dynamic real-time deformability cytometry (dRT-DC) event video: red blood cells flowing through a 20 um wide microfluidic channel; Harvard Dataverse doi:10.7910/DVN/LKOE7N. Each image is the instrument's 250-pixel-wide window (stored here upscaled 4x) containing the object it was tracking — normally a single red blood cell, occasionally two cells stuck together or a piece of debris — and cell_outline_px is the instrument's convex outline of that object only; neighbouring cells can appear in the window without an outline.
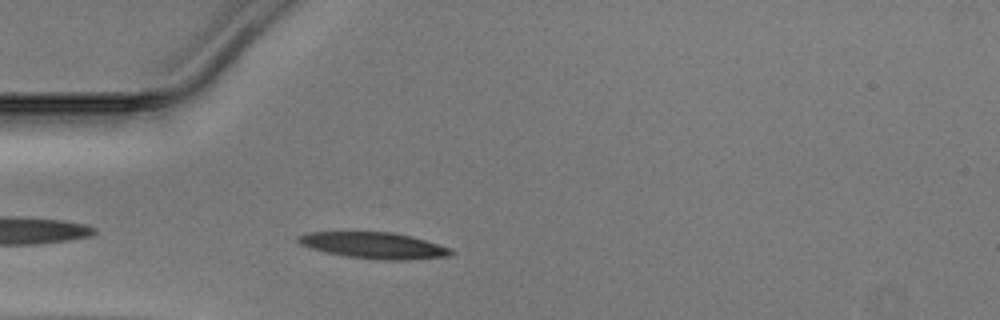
{"species": "Egyptian fruit bat (a non-hibernating species)", "species_latin": "Rousettus aegyptiacus", "temperature_condition": "warm", "stored_images_in_passage": 30, "camera_frame_rate_fps": 3000, "um_per_image_px": 0.085, "animal": {"sex": "male"}, "frame": {"image": 1, "passage_image": 3, "time_ms": 0.667, "image_size_px": [1000, 320], "cell_outline_px": [[456, 252], [448, 256], [404, 260], [384, 260], [348, 256], [328, 252], [312, 248], [300, 244], [296, 240], [296, 236], [304, 232], [392, 232], [412, 236], [452, 248]], "centroid_in_image_um": [31.8, 20.85], "position_along_channel_um": 53.2, "area_um2": 23.29}}
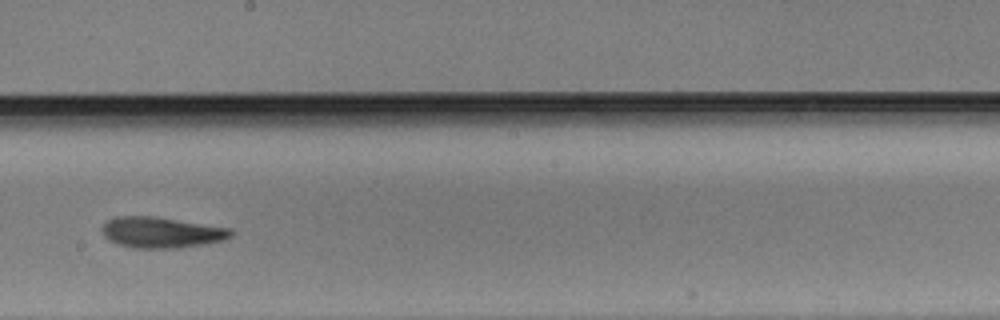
{"frame": {"image": 2, "passage_image": 17, "time_ms": 5.333, "image_size_px": [1000, 320], "cell_outline_px": [[232, 236], [224, 240], [204, 244], [180, 248], [132, 248], [116, 244], [108, 240], [104, 236], [100, 228], [108, 220], [116, 216], [156, 216], [232, 228]], "centroid_in_image_um": [13.71, 19.75], "position_along_channel_um": 234.5, "area_um2": 23.52}}
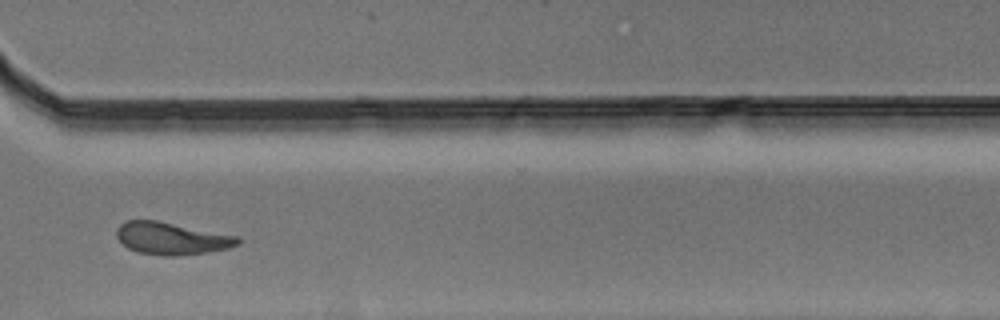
{"frame": {"image": 3, "passage_image": 26, "time_ms": 8.333, "image_size_px": [1000, 320], "cell_outline_px": [[240, 244], [228, 248], [208, 252], [176, 256], [164, 256], [136, 252], [128, 248], [116, 236], [116, 228], [124, 220], [156, 220], [240, 236]], "centroid_in_image_um": [14.59, 20.26], "position_along_channel_um": 356.0, "area_um2": 23.0}}